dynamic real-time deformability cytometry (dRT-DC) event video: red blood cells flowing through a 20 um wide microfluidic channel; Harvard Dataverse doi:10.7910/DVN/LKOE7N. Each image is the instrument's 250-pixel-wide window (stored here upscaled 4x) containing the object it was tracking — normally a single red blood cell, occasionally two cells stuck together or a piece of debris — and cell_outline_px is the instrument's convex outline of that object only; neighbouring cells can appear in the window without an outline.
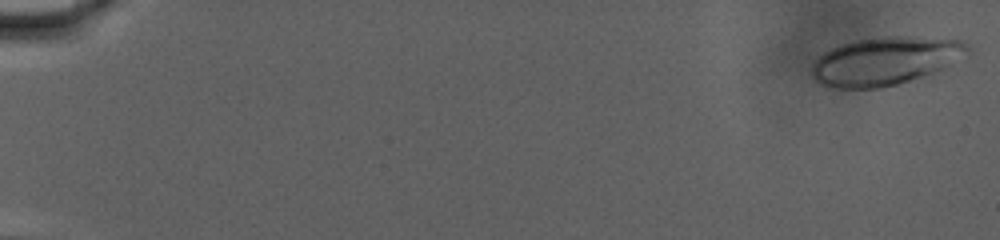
{"species": "human", "species_latin": "Homo sapiens", "temperature_condition": "warm", "stored_images_in_passage": 74, "camera_frame_rate_fps": 3000, "um_per_image_px": 0.085, "donor": {"sex": "male"}, "frame": {"image": 1, "passage_image": 1, "time_ms": 0.0, "image_size_px": [1000, 240], "cell_outline_px": [[968, 52], [944, 68], [936, 72], [896, 84], [880, 88], [832, 88], [820, 84], [812, 76], [812, 68], [816, 60], [824, 52], [832, 48], [856, 40], [888, 36], [900, 36], [960, 40], [968, 44]], "centroid_in_image_um": [75.22, 5.19], "position_along_channel_um": 9.8, "area_um2": 43.12}}
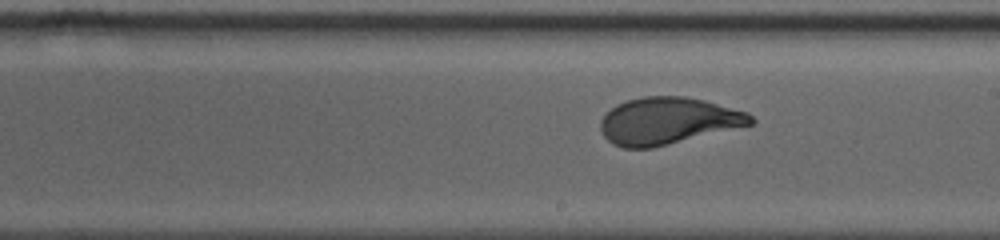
{"frame": {"image": 2, "passage_image": 45, "time_ms": 14.667, "image_size_px": [1000, 240], "cell_outline_px": [[756, 120], [752, 124], [652, 148], [624, 148], [612, 144], [604, 136], [600, 128], [600, 120], [616, 104], [628, 100], [644, 96], [684, 96], [704, 100], [748, 112]], "centroid_in_image_um": [56.76, 10.27], "position_along_channel_um": 232.2, "area_um2": 40.86}}
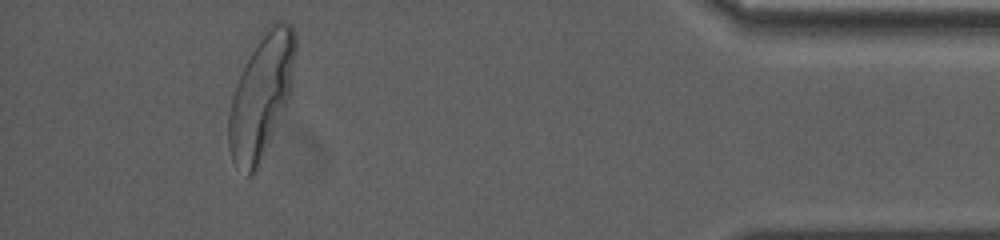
{"frame": {"image": 3, "passage_image": 69, "time_ms": 22.667, "image_size_px": [1000, 240], "cell_outline_px": [[296, 52], [292, 92], [260, 164], [256, 172], [252, 176], [248, 176], [232, 160], [228, 148], [228, 116], [232, 96], [236, 84], [264, 28], [276, 20], [284, 20], [292, 28], [296, 36]], "centroid_in_image_um": [22.23, 8.15], "position_along_channel_um": 413.0, "area_um2": 47.97}, "authors_computed_cell_mechanics": {"area_um2": 41.2403, "velocity_mm_per_s": 2.8639, "shape_relaxation_time_tau1_ms": 4.868, "shape_relaxation_time_tau2_ms": null, "deformation_change_tau1": 0.2053, "deformation_change_tau2": null}}